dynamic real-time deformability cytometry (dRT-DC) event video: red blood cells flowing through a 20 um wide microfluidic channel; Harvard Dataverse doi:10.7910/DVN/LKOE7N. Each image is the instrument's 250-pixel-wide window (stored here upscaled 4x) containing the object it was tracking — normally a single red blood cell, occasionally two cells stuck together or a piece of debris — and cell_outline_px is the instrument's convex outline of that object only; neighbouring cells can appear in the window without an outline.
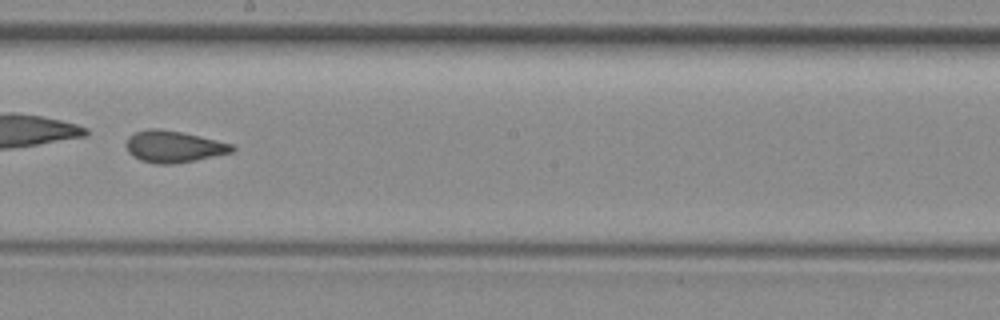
{"species": "common noctule bat (a hibernating species)", "species_latin": "Nyctalus noctula", "temperature_condition": "room temperature", "stored_images_in_passage": 30, "camera_frame_rate_fps": 3000, "um_per_image_px": 0.085, "animal": {"sex": "female", "body_mass_g": 29.2, "forearm_length_mm": 56.3}, "frame": {"image": 1, "passage_image": 13, "time_ms": 4.0, "image_size_px": [1000, 320], "cell_outline_px": [[236, 148], [232, 152], [196, 160], [172, 164], [156, 164], [140, 160], [132, 156], [128, 152], [124, 144], [128, 136], [136, 132], [148, 128], [160, 128], [200, 136], [232, 144]], "centroid_in_image_um": [14.71, 12.46], "position_along_channel_um": 233.5, "area_um2": 19.65}}